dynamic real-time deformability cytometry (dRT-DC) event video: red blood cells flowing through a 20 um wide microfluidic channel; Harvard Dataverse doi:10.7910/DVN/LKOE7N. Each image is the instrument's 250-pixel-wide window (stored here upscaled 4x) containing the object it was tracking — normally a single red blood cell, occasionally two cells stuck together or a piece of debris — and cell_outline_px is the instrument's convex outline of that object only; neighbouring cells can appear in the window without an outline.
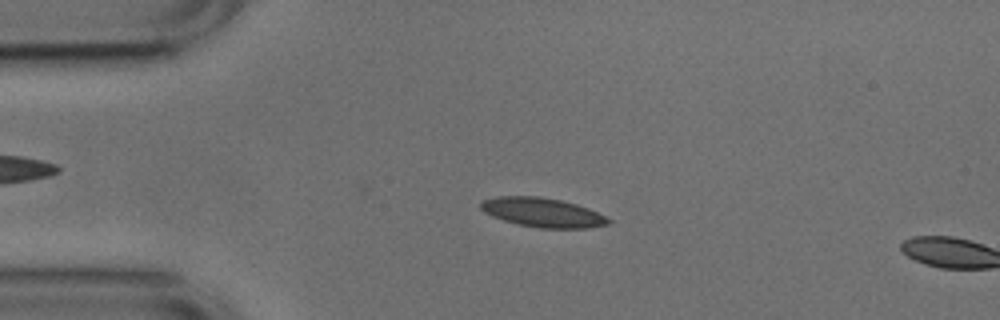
{"species": "common noctule bat (a hibernating species)", "species_latin": "Nyctalus noctula", "temperature_condition": "cold", "stored_images_in_passage": 13, "camera_frame_rate_fps": 3000, "um_per_image_px": 0.085, "animal": {"sex": "male", "body_mass_g": 17.9, "forearm_length_mm": 54.2}, "frame": {"image": 1, "passage_image": 11, "time_ms": 3.333, "image_size_px": [1000, 320], "cell_outline_px": [[612, 220], [608, 224], [588, 228], [540, 228], [516, 224], [492, 216], [484, 212], [480, 208], [480, 204], [484, 200], [496, 196], [540, 196], [560, 200], [576, 204], [588, 208]], "centroid_in_image_um": [46.1, 18.06], "position_along_channel_um": 38.9, "area_um2": 21.68}}